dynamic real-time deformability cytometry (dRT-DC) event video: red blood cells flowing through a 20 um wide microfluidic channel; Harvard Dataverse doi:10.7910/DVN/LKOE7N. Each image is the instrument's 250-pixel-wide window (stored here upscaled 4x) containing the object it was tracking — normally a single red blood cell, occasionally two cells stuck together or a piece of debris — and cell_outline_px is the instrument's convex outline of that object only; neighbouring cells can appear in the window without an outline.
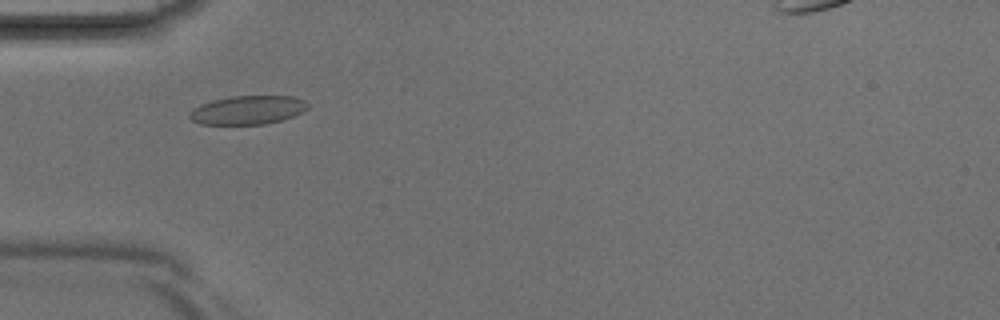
{"species": "Egyptian fruit bat (a non-hibernating species)", "species_latin": "Rousettus aegyptiacus", "temperature_condition": "room temperature", "stored_images_in_passage": 2, "camera_frame_rate_fps": 3000, "um_per_image_px": 0.085, "animal": {"sex": "male"}, "frame": {"image": 1, "passage_image": 1, "time_ms": 0.0, "image_size_px": [1000, 320], "cell_outline_px": [[308, 108], [292, 116], [280, 120], [264, 124], [200, 124], [192, 120], [188, 116], [188, 112], [200, 104], [212, 100], [232, 96], [292, 96], [304, 100], [308, 104]], "centroid_in_image_um": [21.02, 9.34], "position_along_channel_um": 64.0, "area_um2": 19.65}}